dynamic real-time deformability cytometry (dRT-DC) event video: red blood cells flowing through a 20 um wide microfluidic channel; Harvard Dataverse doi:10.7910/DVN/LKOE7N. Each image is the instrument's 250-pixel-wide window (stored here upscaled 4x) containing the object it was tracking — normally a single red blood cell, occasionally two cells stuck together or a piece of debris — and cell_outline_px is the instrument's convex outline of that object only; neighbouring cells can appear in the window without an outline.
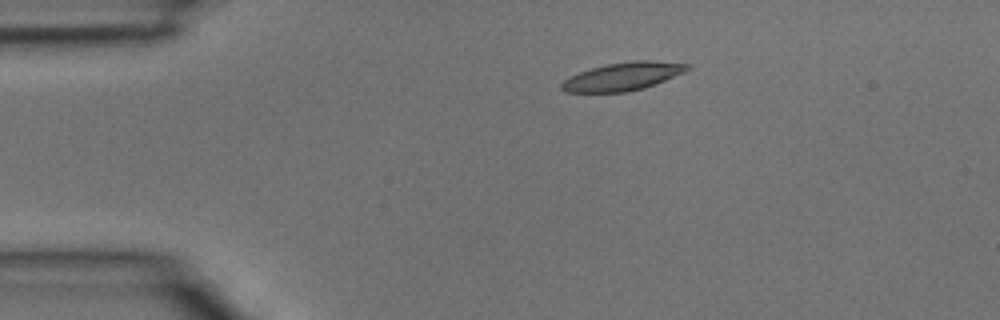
{"species": "common noctule bat (a hibernating species)", "species_latin": "Nyctalus noctula", "temperature_condition": "room temperature", "stored_images_in_passage": 4, "segment_of_instrument_passage": [1, 2], "camera_frame_rate_fps": 3000, "um_per_image_px": 0.085, "animal": {"sex": "male", "body_mass_g": 15.6}, "frame": {"image": 1, "passage_image": 2, "time_ms": 0.333, "image_size_px": [1000, 320], "cell_outline_px": [[692, 68], [684, 72], [644, 88], [628, 92], [564, 92], [560, 88], [560, 84], [564, 80], [580, 72], [592, 68], [608, 64], [632, 60], [652, 60], [688, 64]], "centroid_in_image_um": [52.95, 6.5], "position_along_channel_um": 32.1, "area_um2": 20.4}}